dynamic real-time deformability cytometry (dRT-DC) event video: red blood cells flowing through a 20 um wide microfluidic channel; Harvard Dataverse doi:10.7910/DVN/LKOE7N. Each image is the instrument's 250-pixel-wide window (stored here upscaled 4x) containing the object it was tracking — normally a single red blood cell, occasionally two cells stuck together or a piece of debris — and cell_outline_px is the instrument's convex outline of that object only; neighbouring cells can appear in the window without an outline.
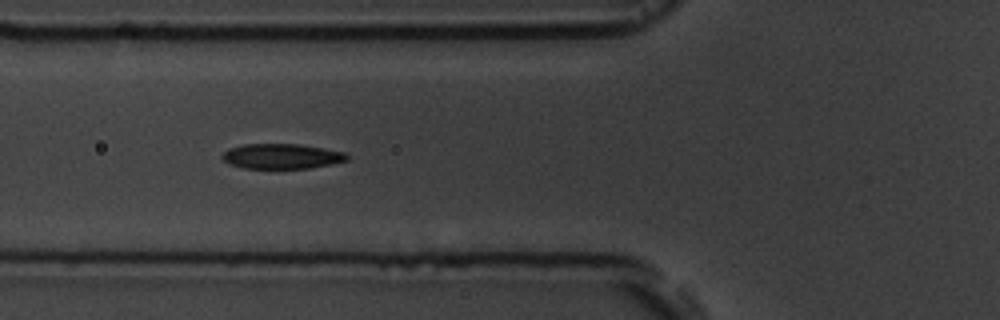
{"species": "common noctule bat (a hibernating species)", "species_latin": "Nyctalus noctula", "temperature_condition": "room temperature", "stored_images_in_passage": 17, "segment_of_instrument_passage": [1, 2], "camera_frame_rate_fps": 3000, "um_per_image_px": 0.085, "animal": {"sex": "male", "body_mass_g": 19.5, "forearm_length_mm": 54.6}, "frame": {"image": 1, "passage_image": 6, "time_ms": 5.667, "image_size_px": [1000, 320], "cell_outline_px": [[348, 160], [332, 164], [308, 168], [244, 168], [228, 164], [220, 156], [228, 148], [244, 144], [300, 144], [324, 148], [344, 152], [348, 156]], "centroid_in_image_um": [23.92, 13.28], "position_along_channel_um": 101.9, "area_um2": 18.26}}
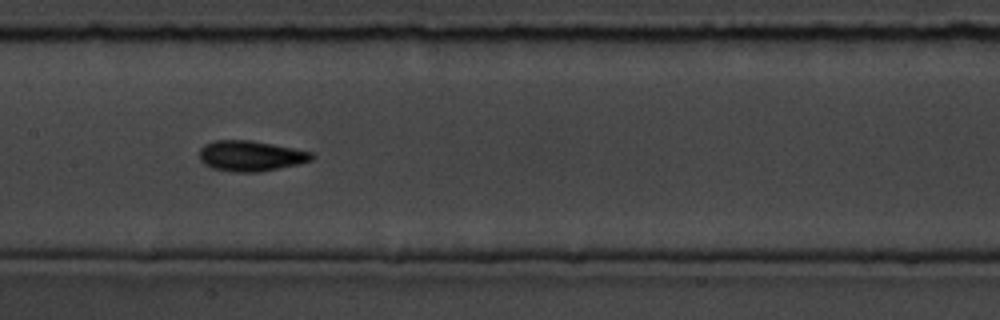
{"frame": {"image": 2, "passage_image": 8, "time_ms": 8.0, "image_size_px": [1000, 320], "cell_outline_px": [[312, 160], [296, 164], [260, 172], [232, 172], [212, 168], [204, 164], [200, 160], [200, 148], [204, 144], [216, 140], [252, 140], [312, 152]], "centroid_in_image_um": [21.25, 13.25], "position_along_channel_um": 186.1, "area_um2": 19.83}}
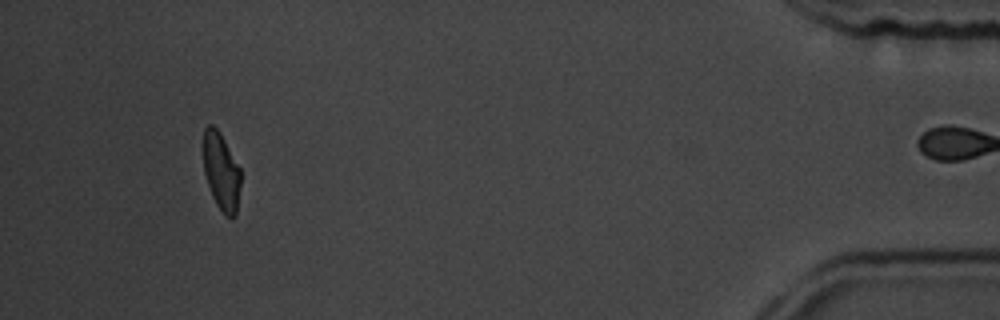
{"frame": {"image": 3, "passage_image": 15, "time_ms": 16.333, "image_size_px": [1000, 320], "cell_outline_px": [[240, 184], [236, 216], [232, 220], [228, 220], [224, 216], [216, 204], [212, 196], [204, 172], [204, 128], [208, 124], [212, 124], [220, 132], [240, 168]], "centroid_in_image_um": [18.82, 14.64], "position_along_channel_um": 416.4, "area_um2": 16.99}}